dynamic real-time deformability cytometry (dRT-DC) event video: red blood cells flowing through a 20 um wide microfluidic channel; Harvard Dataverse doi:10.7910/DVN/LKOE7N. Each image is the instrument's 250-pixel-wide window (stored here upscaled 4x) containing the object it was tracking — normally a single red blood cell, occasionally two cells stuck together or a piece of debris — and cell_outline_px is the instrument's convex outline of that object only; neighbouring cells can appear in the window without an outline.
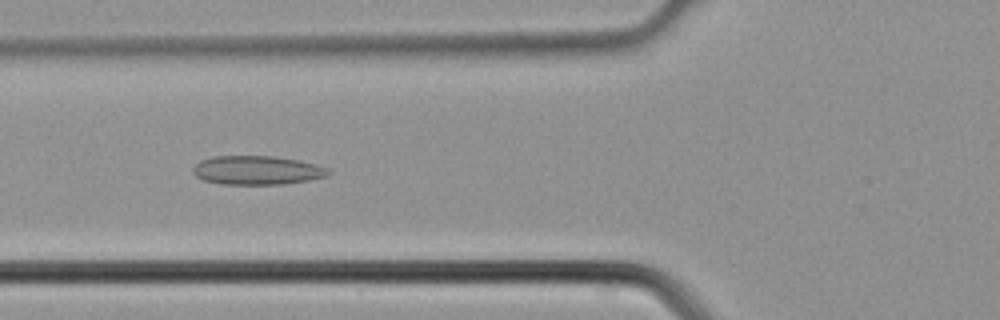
{"species": "common noctule bat (a hibernating species)", "species_latin": "Nyctalus noctula", "temperature_condition": "cold", "stored_images_in_passage": 4, "camera_frame_rate_fps": 3000, "um_per_image_px": 0.085, "animal": {"sex": "male", "body_mass_g": 21.5, "forearm_length_mm": 52.0}, "frame": {"image": 1, "passage_image": 4, "time_ms": 1.0, "image_size_px": [1000, 320], "cell_outline_px": [[332, 172], [328, 176], [308, 180], [284, 184], [220, 184], [204, 180], [196, 176], [192, 172], [192, 168], [200, 160], [212, 156], [272, 156], [300, 160], [316, 164], [328, 168]], "centroid_in_image_um": [21.86, 14.47], "position_along_channel_um": 103.9, "area_um2": 22.95}}